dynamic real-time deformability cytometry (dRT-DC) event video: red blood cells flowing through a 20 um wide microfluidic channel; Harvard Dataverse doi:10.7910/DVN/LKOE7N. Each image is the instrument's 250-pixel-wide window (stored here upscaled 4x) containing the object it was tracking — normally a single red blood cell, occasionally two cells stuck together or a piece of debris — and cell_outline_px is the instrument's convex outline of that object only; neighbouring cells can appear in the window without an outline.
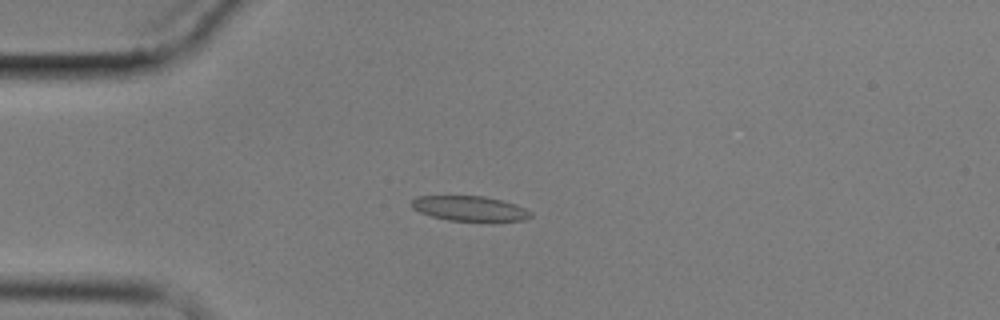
{"species": "common noctule bat (a hibernating species)", "species_latin": "Nyctalus noctula", "temperature_condition": "cold", "stored_images_in_passage": 10, "camera_frame_rate_fps": 3000, "um_per_image_px": 0.085, "animal": {"sex": "male", "body_mass_g": 17.9}, "frame": {"image": 1, "passage_image": 4, "time_ms": 3.333, "image_size_px": [1000, 320], "cell_outline_px": [[532, 216], [524, 220], [448, 220], [432, 216], [420, 212], [412, 208], [408, 204], [416, 196], [484, 196], [516, 204], [532, 212]], "centroid_in_image_um": [39.87, 17.7], "position_along_channel_um": 45.1, "area_um2": 17.11}}
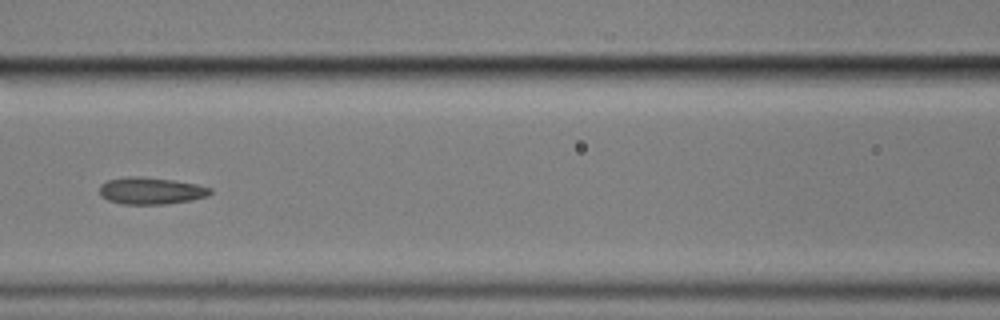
{"frame": {"image": 2, "passage_image": 7, "time_ms": 7.0, "image_size_px": [1000, 320], "cell_outline_px": [[212, 192], [208, 196], [192, 200], [164, 204], [120, 204], [108, 200], [100, 196], [100, 184], [108, 180], [124, 176], [140, 176], [172, 180], [196, 184], [212, 188]], "centroid_in_image_um": [12.81, 16.21], "position_along_channel_um": 153.8, "area_um2": 17.51}}
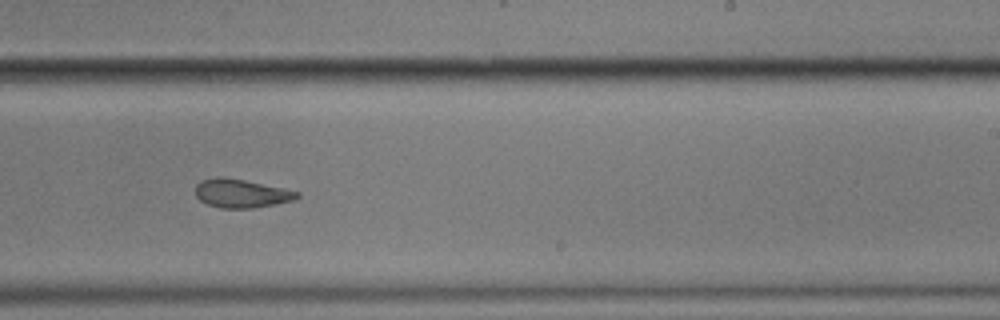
{"frame": {"image": 3, "passage_image": 10, "time_ms": 10.333, "image_size_px": [1000, 320], "cell_outline_px": [[300, 196], [292, 200], [276, 204], [252, 208], [220, 208], [208, 204], [200, 200], [196, 196], [196, 184], [200, 180], [216, 176], [220, 176], [244, 180], [300, 192]], "centroid_in_image_um": [20.47, 16.43], "position_along_channel_um": 268.5, "area_um2": 16.82}}